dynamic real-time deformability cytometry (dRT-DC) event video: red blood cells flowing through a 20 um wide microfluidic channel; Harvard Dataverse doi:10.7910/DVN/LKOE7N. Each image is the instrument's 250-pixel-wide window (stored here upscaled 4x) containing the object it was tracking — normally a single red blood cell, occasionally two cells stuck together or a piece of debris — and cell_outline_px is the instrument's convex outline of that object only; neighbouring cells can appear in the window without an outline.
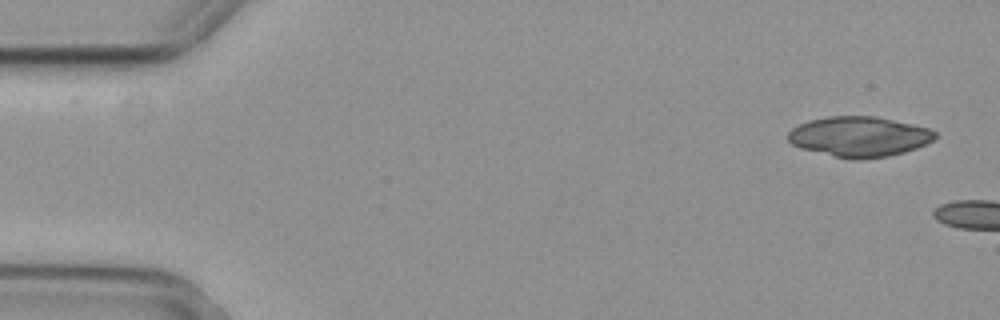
{"species": "common noctule bat (a hibernating species)", "species_latin": "Nyctalus noctula", "temperature_condition": "cold", "stored_images_in_passage": 2, "camera_frame_rate_fps": 3000, "um_per_image_px": 0.085, "animal": {"sex": "female", "body_mass_g": 29.2, "forearm_length_mm": 56.3}, "frame": {"image": 1, "passage_image": 2, "time_ms": 0.333, "image_size_px": [1000, 320], "cell_outline_px": [[936, 136], [932, 140], [916, 148], [904, 152], [888, 156], [860, 160], [852, 160], [800, 148], [792, 144], [788, 140], [788, 132], [792, 128], [808, 120], [828, 116], [876, 116], [912, 124], [928, 128], [936, 132]], "centroid_in_image_um": [73.01, 11.61], "position_along_channel_um": 12.0, "area_um2": 34.39}}